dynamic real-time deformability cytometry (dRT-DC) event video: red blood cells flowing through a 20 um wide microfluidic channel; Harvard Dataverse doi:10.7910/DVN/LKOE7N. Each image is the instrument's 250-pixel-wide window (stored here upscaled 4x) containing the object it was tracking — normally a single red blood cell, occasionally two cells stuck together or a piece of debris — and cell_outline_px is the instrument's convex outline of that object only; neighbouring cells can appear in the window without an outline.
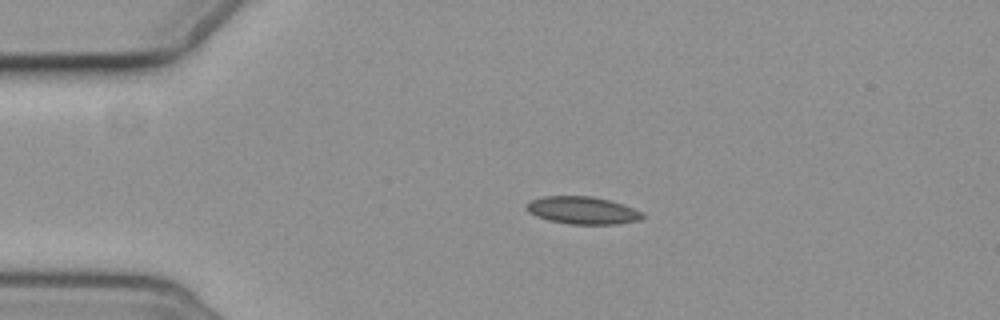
{"species": "common noctule bat (a hibernating species)", "species_latin": "Nyctalus noctula", "temperature_condition": "cold", "stored_images_in_passage": 4, "camera_frame_rate_fps": 3000, "um_per_image_px": 0.085, "animal": {"sex": "female", "body_mass_g": 19.3, "forearm_length_mm": 54.1}, "frame": {"image": 1, "passage_image": 3, "time_ms": 2.667, "image_size_px": [1000, 320], "cell_outline_px": [[644, 216], [640, 220], [616, 224], [568, 224], [548, 220], [536, 216], [528, 212], [524, 208], [524, 204], [532, 200], [544, 196], [588, 196], [608, 200], [632, 208], [640, 212]], "centroid_in_image_um": [49.43, 17.89], "position_along_channel_um": 35.6, "area_um2": 18.44}}